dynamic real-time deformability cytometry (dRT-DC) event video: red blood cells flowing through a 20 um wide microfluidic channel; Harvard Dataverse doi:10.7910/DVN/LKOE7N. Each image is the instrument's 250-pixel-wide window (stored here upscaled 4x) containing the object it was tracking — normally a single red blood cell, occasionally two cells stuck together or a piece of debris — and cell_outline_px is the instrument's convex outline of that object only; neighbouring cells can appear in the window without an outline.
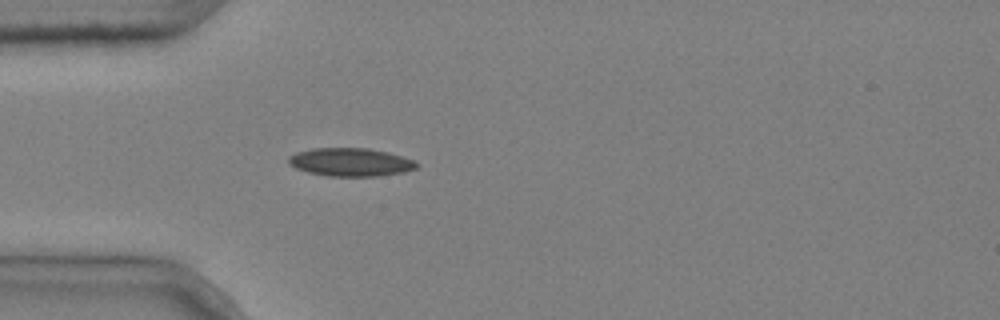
{"species": "common noctule bat (a hibernating species)", "species_latin": "Nyctalus noctula", "temperature_condition": "cold", "stored_images_in_passage": 5, "segment_of_instrument_passage": [2, 2], "camera_frame_rate_fps": 3000, "um_per_image_px": 0.085, "animal": {"sex": "male", "body_mass_g": 20.4}, "frame": {"image": 1, "passage_image": 5, "time_ms": 1.333, "image_size_px": [1000, 320], "cell_outline_px": [[420, 164], [416, 168], [404, 172], [380, 176], [328, 176], [308, 172], [296, 168], [288, 164], [288, 156], [296, 152], [312, 148], [368, 148], [388, 152], [412, 160]], "centroid_in_image_um": [29.77, 13.78], "position_along_channel_um": 55.2, "area_um2": 21.1}}